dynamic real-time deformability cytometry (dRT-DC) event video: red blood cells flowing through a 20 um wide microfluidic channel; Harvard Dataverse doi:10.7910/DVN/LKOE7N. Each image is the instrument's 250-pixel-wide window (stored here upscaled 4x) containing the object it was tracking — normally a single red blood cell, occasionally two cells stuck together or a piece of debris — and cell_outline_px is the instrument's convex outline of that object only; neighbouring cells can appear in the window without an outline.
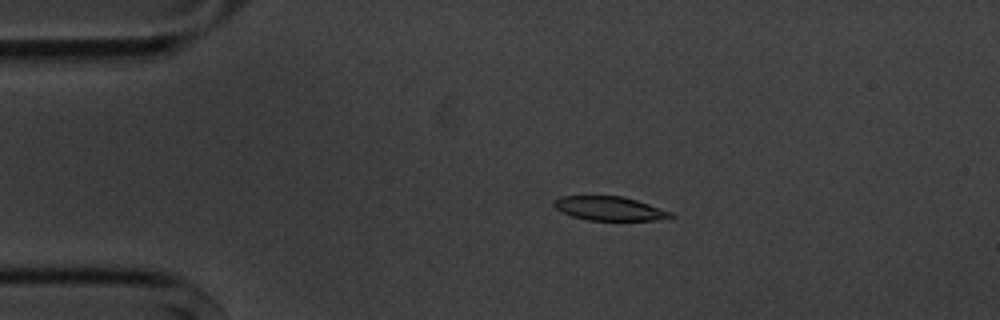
{"species": "common noctule bat (a hibernating species)", "species_latin": "Nyctalus noctula", "temperature_condition": "cold", "stored_images_in_passage": 4, "camera_frame_rate_fps": 3000, "um_per_image_px": 0.085, "animal": {"sex": "male", "body_mass_g": 20.1, "forearm_length_mm": 53.5}, "frame": {"image": 1, "passage_image": 1, "time_ms": 0.0, "image_size_px": [1000, 320], "cell_outline_px": [[676, 216], [656, 220], [588, 220], [572, 216], [556, 208], [552, 204], [560, 196], [624, 196], [672, 212]], "centroid_in_image_um": [51.82, 17.72], "position_along_channel_um": 33.2, "area_um2": 16.13}}
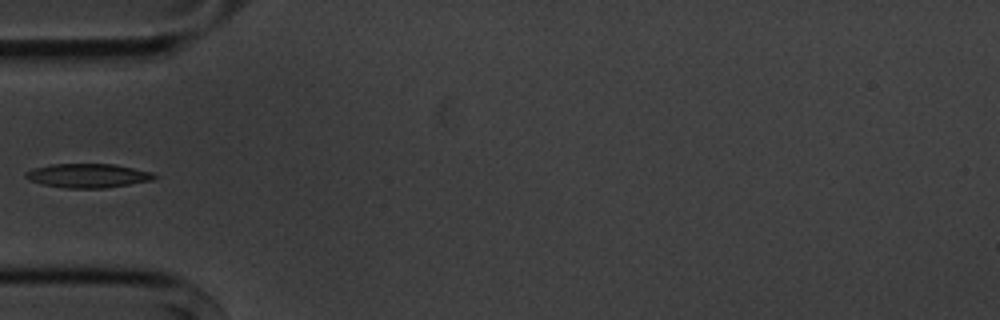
{"frame": {"image": 2, "passage_image": 3, "time_ms": 2.333, "image_size_px": [1000, 320], "cell_outline_px": [[156, 176], [152, 180], [104, 188], [68, 188], [44, 184], [28, 180], [24, 176], [24, 172], [36, 168], [52, 164], [116, 164], [152, 172]], "centroid_in_image_um": [7.46, 14.92], "position_along_channel_um": 77.5, "area_um2": 17.8}}
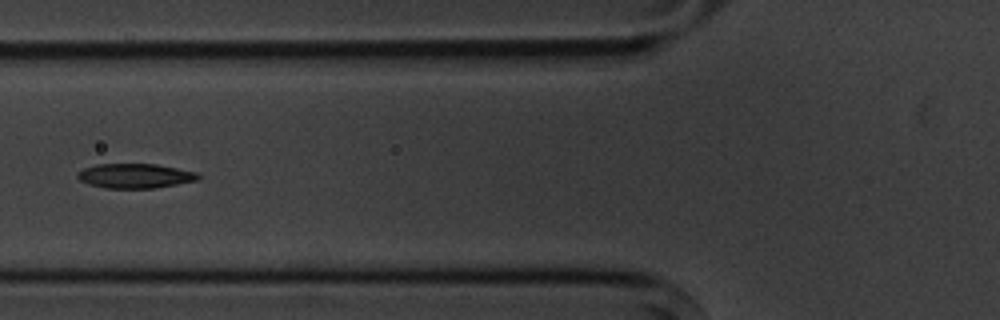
{"frame": {"image": 3, "passage_image": 4, "time_ms": 3.333, "image_size_px": [1000, 320], "cell_outline_px": [[200, 176], [196, 180], [176, 184], [152, 188], [104, 188], [88, 184], [80, 180], [76, 176], [76, 172], [84, 168], [96, 164], [156, 164], [196, 172]], "centroid_in_image_um": [11.41, 14.94], "position_along_channel_um": 114.4, "area_um2": 17.17}}